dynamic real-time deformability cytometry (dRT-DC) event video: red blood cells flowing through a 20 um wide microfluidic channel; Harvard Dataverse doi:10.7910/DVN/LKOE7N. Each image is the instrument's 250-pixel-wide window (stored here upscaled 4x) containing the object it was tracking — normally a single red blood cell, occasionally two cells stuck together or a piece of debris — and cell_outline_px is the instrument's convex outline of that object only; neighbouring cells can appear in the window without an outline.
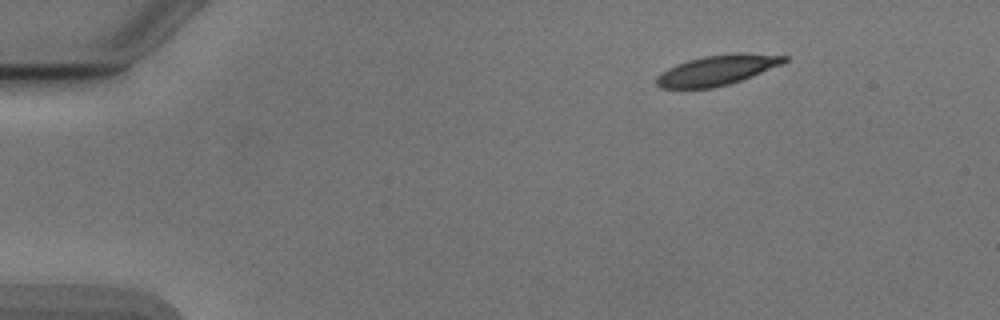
{"species": "Egyptian fruit bat (a non-hibernating species)", "species_latin": "Rousettus aegyptiacus", "temperature_condition": "cold", "stored_images_in_passage": 2, "camera_frame_rate_fps": 3000, "um_per_image_px": 0.085, "animal": {"sex": "male"}, "frame": {"image": 1, "passage_image": 2, "time_ms": 2.333, "image_size_px": [1000, 320], "cell_outline_px": [[788, 60], [780, 64], [752, 76], [728, 84], [712, 88], [660, 88], [656, 84], [656, 76], [660, 72], [676, 64], [688, 60], [704, 56], [736, 52], [744, 52], [788, 56]], "centroid_in_image_um": [60.93, 5.95], "position_along_channel_um": 24.1, "area_um2": 22.37}}